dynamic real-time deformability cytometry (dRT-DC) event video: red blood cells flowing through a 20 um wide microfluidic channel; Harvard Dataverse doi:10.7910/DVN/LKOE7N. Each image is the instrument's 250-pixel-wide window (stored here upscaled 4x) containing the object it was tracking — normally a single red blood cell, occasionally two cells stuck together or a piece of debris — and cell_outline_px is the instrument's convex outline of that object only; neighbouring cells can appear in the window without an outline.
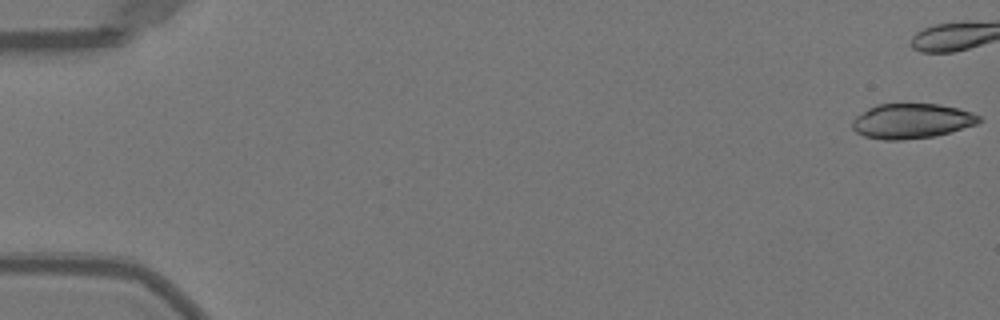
{"species": "Egyptian fruit bat (a non-hibernating species)", "species_latin": "Rousettus aegyptiacus", "temperature_condition": "warm", "stored_images_in_passage": 41, "camera_frame_rate_fps": 3000, "um_per_image_px": 0.085, "animal": {"sex": "female"}, "frame": {"image": 1, "passage_image": 1, "time_ms": 0.0, "image_size_px": [1000, 320], "cell_outline_px": [[984, 120], [976, 124], [936, 136], [900, 140], [884, 140], [864, 136], [856, 132], [852, 128], [852, 120], [856, 116], [868, 108], [876, 104], [940, 104], [972, 112], [980, 116]], "centroid_in_image_um": [77.49, 10.29], "position_along_channel_um": 7.5, "area_um2": 25.84}}
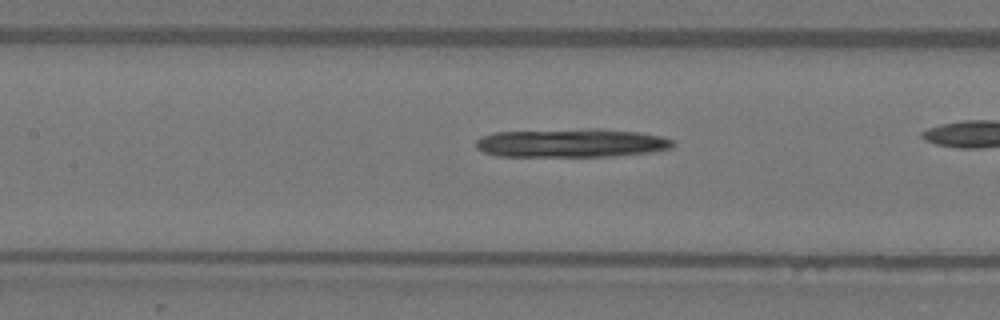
{"frame": {"image": 2, "passage_image": 24, "time_ms": 7.667, "image_size_px": [1000, 320], "cell_outline_px": [[676, 144], [672, 148], [652, 152], [612, 156], [496, 156], [484, 152], [476, 148], [476, 140], [480, 136], [492, 132], [592, 128], [596, 128], [636, 132], [660, 136], [676, 140]], "centroid_in_image_um": [48.57, 12.15], "position_along_channel_um": 158.8, "area_um2": 33.18}}